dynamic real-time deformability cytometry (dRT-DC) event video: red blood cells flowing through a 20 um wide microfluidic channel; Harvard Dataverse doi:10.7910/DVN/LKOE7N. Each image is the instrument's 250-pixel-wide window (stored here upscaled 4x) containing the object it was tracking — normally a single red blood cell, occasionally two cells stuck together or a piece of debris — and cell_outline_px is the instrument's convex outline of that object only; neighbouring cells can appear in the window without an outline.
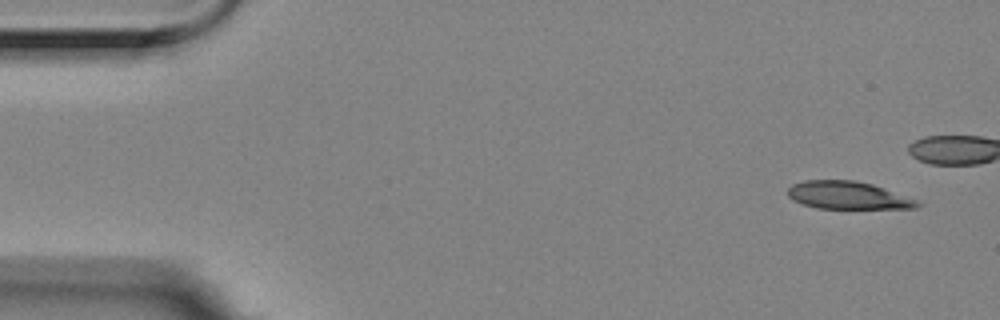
{"species": "Egyptian fruit bat (a non-hibernating species)", "species_latin": "Rousettus aegyptiacus", "temperature_condition": "room temperature", "stored_images_in_passage": 11, "camera_frame_rate_fps": 3000, "um_per_image_px": 0.085, "animal": {"sex": "female"}, "frame": {"image": 1, "passage_image": 1, "time_ms": 0.0, "image_size_px": [1000, 320], "cell_outline_px": [[924, 204], [916, 208], [816, 208], [792, 200], [788, 196], [788, 188], [792, 184], [804, 180], [856, 180], [872, 184], [920, 200]], "centroid_in_image_um": [72.11, 16.6], "position_along_channel_um": 12.9, "area_um2": 21.04}}
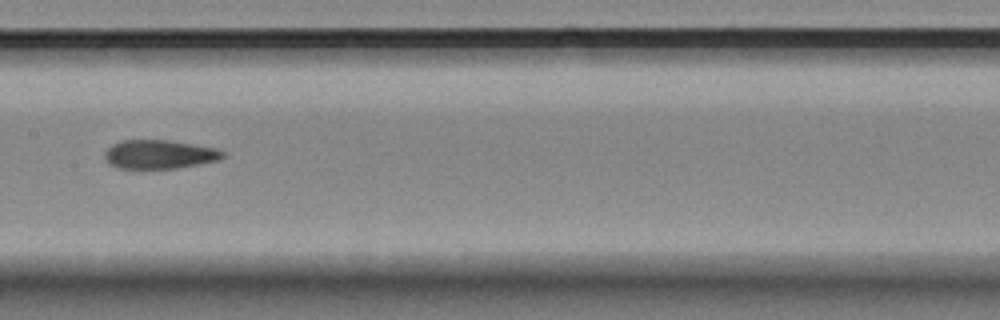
{"frame": {"image": 2, "passage_image": 8, "time_ms": 2.333, "image_size_px": [1000, 320], "cell_outline_px": [[224, 156], [216, 160], [176, 168], [120, 168], [108, 164], [104, 160], [104, 152], [112, 144], [124, 140], [168, 140], [216, 148], [224, 152]], "centroid_in_image_um": [13.48, 13.11], "position_along_channel_um": 193.9, "area_um2": 19.59}}
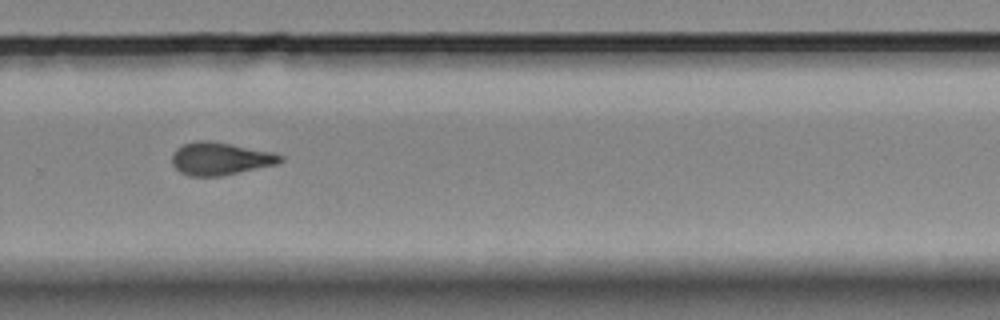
{"frame": {"image": 3, "passage_image": 11, "time_ms": 3.333, "image_size_px": [1000, 320], "cell_outline_px": [[284, 160], [276, 164], [220, 176], [188, 176], [180, 172], [172, 164], [172, 152], [176, 148], [184, 144], [196, 140], [212, 140], [272, 152], [284, 156]], "centroid_in_image_um": [18.69, 13.47], "position_along_channel_um": 311.1, "area_um2": 20.69}}